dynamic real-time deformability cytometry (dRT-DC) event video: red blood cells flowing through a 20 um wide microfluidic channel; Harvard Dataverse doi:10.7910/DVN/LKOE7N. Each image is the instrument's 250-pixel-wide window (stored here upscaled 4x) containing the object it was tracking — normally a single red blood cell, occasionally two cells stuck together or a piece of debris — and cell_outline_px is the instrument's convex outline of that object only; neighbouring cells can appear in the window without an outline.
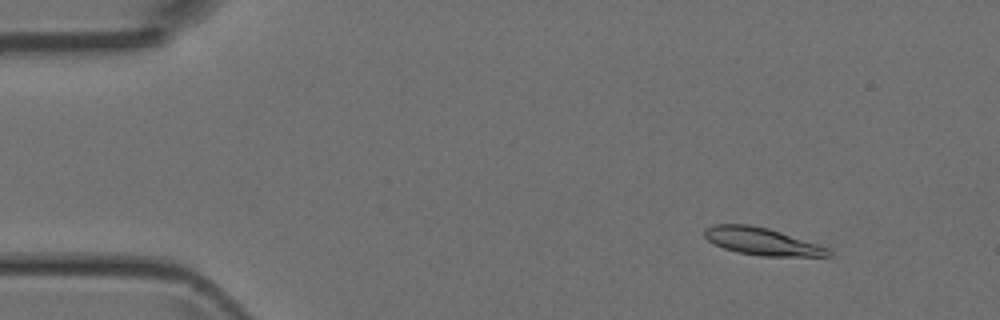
{"species": "Egyptian fruit bat (a non-hibernating species)", "species_latin": "Rousettus aegyptiacus", "temperature_condition": "room temperature", "stored_images_in_passage": 16, "camera_frame_rate_fps": 3000, "um_per_image_px": 0.085, "animal": {"sex": "female"}, "frame": {"image": 1, "passage_image": 6, "time_ms": 1.667, "image_size_px": [1000, 320], "cell_outline_px": [[832, 256], [760, 256], [736, 252], [724, 248], [708, 240], [704, 236], [704, 228], [712, 224], [748, 224], [768, 228], [828, 248], [832, 252]], "centroid_in_image_um": [64.72, 20.52], "position_along_channel_um": 20.3, "area_um2": 19.59}}
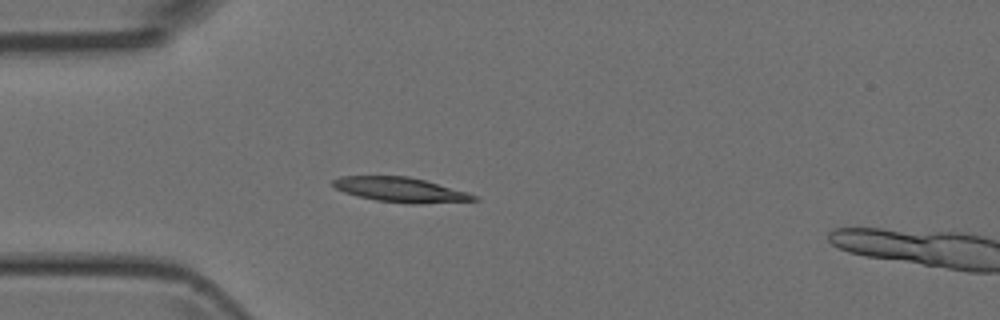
{"frame": {"image": 2, "passage_image": 14, "time_ms": 4.333, "image_size_px": [1000, 320], "cell_outline_px": [[480, 200], [420, 204], [412, 204], [376, 200], [356, 196], [344, 192], [336, 188], [332, 184], [332, 180], [340, 176], [408, 176], [424, 180], [468, 192], [480, 196]], "centroid_in_image_um": [34.08, 16.13], "position_along_channel_um": 50.9, "area_um2": 20.4}}